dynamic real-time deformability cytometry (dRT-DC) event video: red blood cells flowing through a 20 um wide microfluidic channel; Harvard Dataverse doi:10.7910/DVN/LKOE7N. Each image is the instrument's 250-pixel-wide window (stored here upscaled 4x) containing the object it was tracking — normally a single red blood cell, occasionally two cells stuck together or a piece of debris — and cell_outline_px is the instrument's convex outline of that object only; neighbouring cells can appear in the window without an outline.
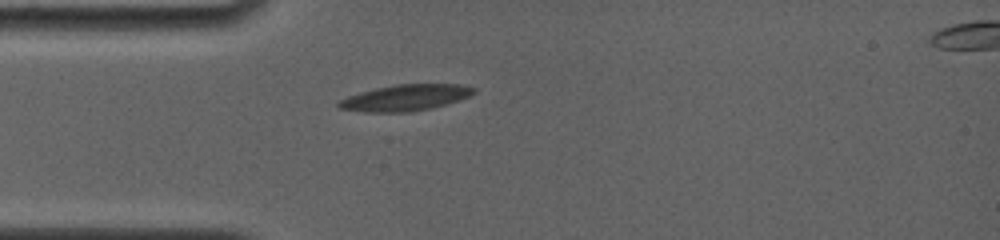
{"species": "common noctule bat (a hibernating species)", "species_latin": "Nyctalus noctula", "temperature_condition": "room temperature", "stored_images_in_passage": 52, "camera_frame_rate_fps": 4000, "um_per_image_px": 0.085, "animal": {"sex": "female", "body_mass_g": 19.0, "forearm_length_mm": 56.7}, "frame": {"image": 1, "passage_image": 18, "time_ms": 2.5, "image_size_px": [1000, 240], "cell_outline_px": [[476, 92], [460, 100], [432, 108], [408, 112], [364, 112], [336, 108], [336, 104], [340, 100], [348, 96], [360, 92], [376, 88], [396, 84], [460, 84], [476, 88]], "centroid_in_image_um": [34.44, 8.31], "position_along_channel_um": 50.6, "area_um2": 20.69}}